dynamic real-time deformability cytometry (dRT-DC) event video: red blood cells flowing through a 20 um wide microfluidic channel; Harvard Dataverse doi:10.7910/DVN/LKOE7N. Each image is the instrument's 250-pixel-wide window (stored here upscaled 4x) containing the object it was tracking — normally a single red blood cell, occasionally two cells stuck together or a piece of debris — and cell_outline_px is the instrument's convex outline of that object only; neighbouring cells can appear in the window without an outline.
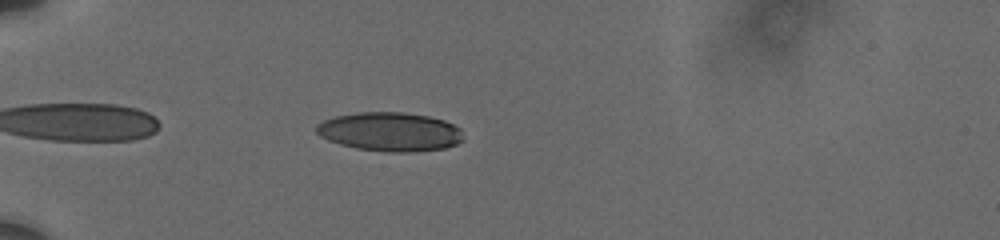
{"species": "human", "species_latin": "Homo sapiens", "temperature_condition": "cold", "stored_images_in_passage": 56, "camera_frame_rate_fps": 3000, "um_per_image_px": 0.085, "donor": {"sex": "male"}, "frame": {"image": 1, "passage_image": 5, "time_ms": 1.0, "image_size_px": [1000, 240], "cell_outline_px": [[464, 140], [456, 144], [444, 148], [416, 152], [388, 152], [356, 148], [340, 144], [328, 140], [320, 136], [316, 132], [316, 124], [324, 120], [336, 116], [360, 112], [404, 112], [428, 116], [444, 120], [460, 128]], "centroid_in_image_um": [33.16, 11.2], "position_along_channel_um": 51.8, "area_um2": 33.41}}
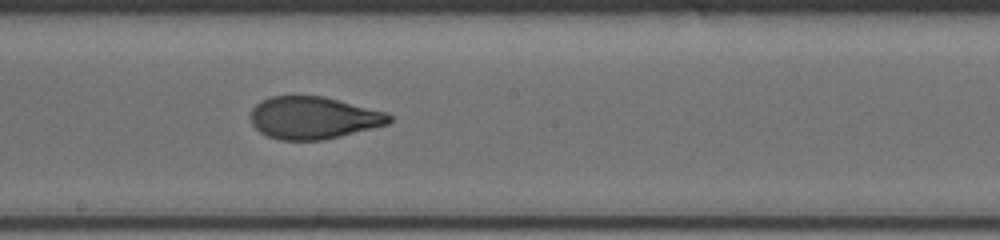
{"frame": {"image": 2, "passage_image": 27, "time_ms": 6.333, "image_size_px": [1000, 240], "cell_outline_px": [[392, 120], [388, 124], [324, 140], [280, 140], [268, 136], [260, 132], [252, 124], [248, 116], [252, 108], [260, 100], [272, 96], [324, 96], [388, 112], [392, 116]], "centroid_in_image_um": [26.63, 10.01], "position_along_channel_um": 221.6, "area_um2": 34.45}}
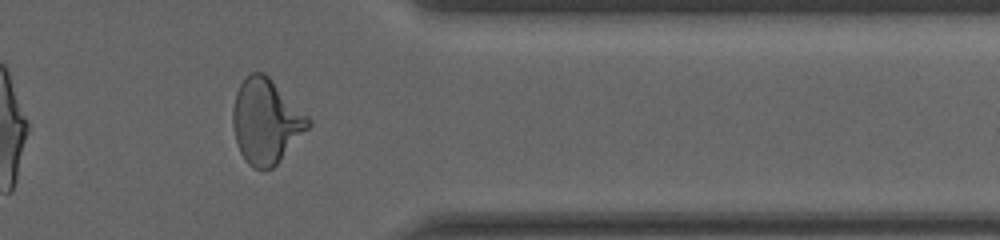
{"frame": {"image": 3, "passage_image": 49, "time_ms": 11.0, "image_size_px": [1000, 240], "cell_outline_px": [[312, 124], [280, 160], [272, 168], [252, 168], [244, 160], [240, 152], [236, 140], [232, 124], [232, 108], [236, 92], [240, 84], [252, 72], [264, 72], [312, 120]], "centroid_in_image_um": [22.59, 10.31], "position_along_channel_um": 388.8, "area_um2": 36.88}, "authors_computed_cell_mechanics": {"area_um2": 34.7667, "velocity_mm_per_s": 3.713, "shape_relaxation_time_tau1_ms": 4.852, "shape_relaxation_time_tau2_ms": 1.0788, "deformation_change_tau1": 0.191, "deformation_change_tau2": 0.0627}}